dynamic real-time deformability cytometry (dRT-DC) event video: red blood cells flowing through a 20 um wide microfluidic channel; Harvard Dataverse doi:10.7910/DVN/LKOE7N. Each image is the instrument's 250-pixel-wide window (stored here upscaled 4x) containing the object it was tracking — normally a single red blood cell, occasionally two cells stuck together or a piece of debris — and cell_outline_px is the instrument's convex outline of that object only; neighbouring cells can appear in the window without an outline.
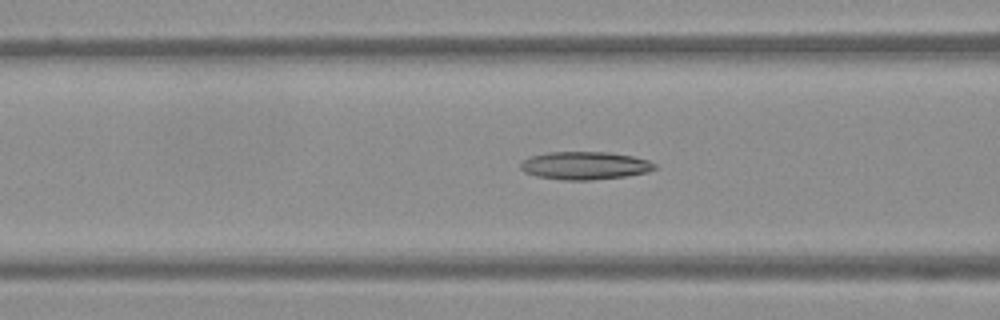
{"species": "Egyptian fruit bat (a non-hibernating species)", "species_latin": "Rousettus aegyptiacus", "temperature_condition": "warm", "stored_images_in_passage": 48, "camera_frame_rate_fps": 3000, "um_per_image_px": 0.085, "frame": {"image": 1, "passage_image": 17, "time_ms": 5.333, "image_size_px": [1000, 320], "cell_outline_px": [[656, 168], [648, 172], [624, 176], [592, 180], [564, 180], [536, 176], [524, 172], [520, 168], [520, 164], [524, 160], [532, 156], [548, 152], [608, 152], [632, 156], [648, 160], [656, 164]], "centroid_in_image_um": [49.71, 14.07], "position_along_channel_um": 116.9, "area_um2": 21.73}}
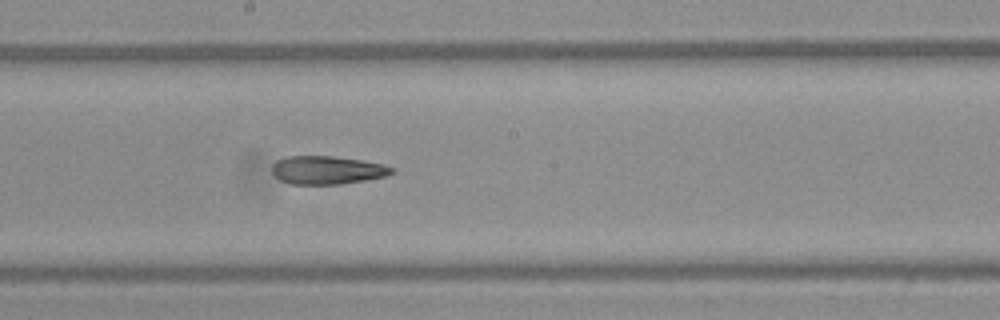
{"frame": {"image": 2, "passage_image": 25, "time_ms": 8.0, "image_size_px": [1000, 320], "cell_outline_px": [[396, 172], [384, 176], [364, 180], [340, 184], [292, 184], [280, 180], [272, 172], [272, 164], [276, 160], [288, 156], [332, 156], [360, 160], [384, 164], [396, 168]], "centroid_in_image_um": [27.82, 14.45], "position_along_channel_um": 220.4, "area_um2": 19.71}}
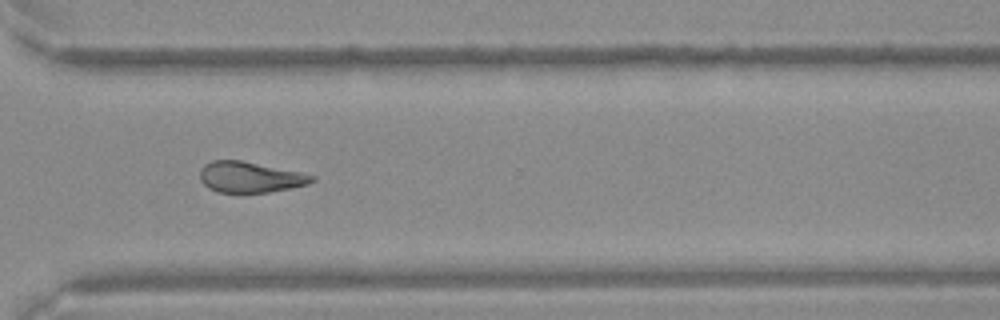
{"frame": {"image": 3, "passage_image": 35, "time_ms": 11.333, "image_size_px": [1000, 320], "cell_outline_px": [[316, 180], [308, 184], [268, 192], [244, 196], [240, 196], [216, 192], [208, 188], [200, 180], [200, 168], [204, 164], [212, 160], [240, 160], [300, 172], [316, 176]], "centroid_in_image_um": [21.2, 15.1], "position_along_channel_um": 349.4, "area_um2": 20.81}}